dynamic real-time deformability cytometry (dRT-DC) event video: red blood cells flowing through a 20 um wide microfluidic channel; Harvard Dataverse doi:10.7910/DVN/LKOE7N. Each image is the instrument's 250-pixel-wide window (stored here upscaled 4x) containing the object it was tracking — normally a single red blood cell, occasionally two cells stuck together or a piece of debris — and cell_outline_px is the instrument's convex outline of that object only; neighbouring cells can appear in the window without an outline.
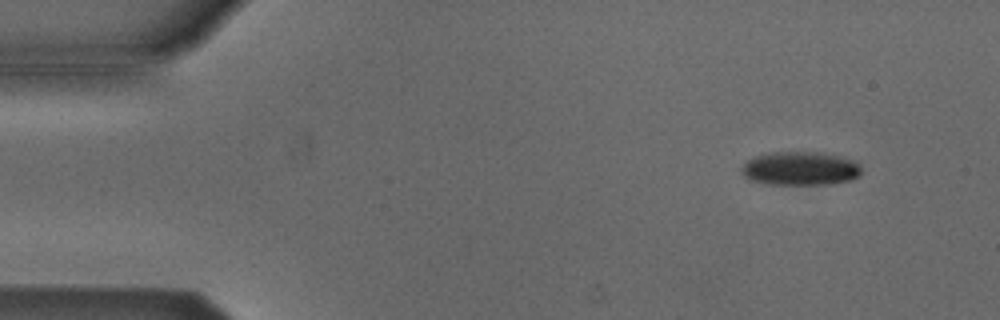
{"species": "Egyptian fruit bat (a non-hibernating species)", "species_latin": "Rousettus aegyptiacus", "temperature_condition": "cold", "stored_images_in_passage": 4, "camera_frame_rate_fps": 3000, "um_per_image_px": 0.085, "animal": {"sex": "male"}, "frame": {"image": 1, "passage_image": 2, "time_ms": 1.0, "image_size_px": [1000, 320], "cell_outline_px": [[860, 176], [852, 180], [832, 184], [768, 184], [748, 180], [740, 172], [740, 168], [748, 160], [756, 156], [772, 152], [816, 152], [836, 156], [852, 160], [860, 168]], "centroid_in_image_um": [67.97, 14.34], "position_along_channel_um": 17.0, "area_um2": 23.41}}
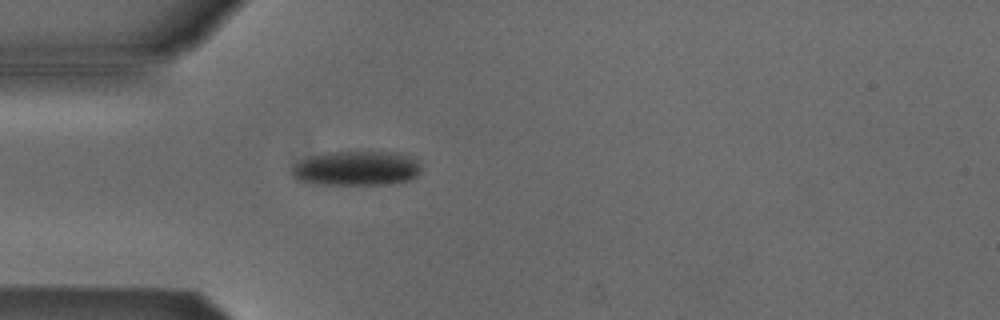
{"frame": {"image": 2, "passage_image": 4, "time_ms": 4.333, "image_size_px": [1000, 320], "cell_outline_px": [[420, 172], [416, 176], [408, 180], [384, 184], [324, 184], [296, 180], [292, 172], [292, 168], [300, 160], [312, 156], [328, 152], [396, 152], [408, 156], [416, 160], [420, 164]], "centroid_in_image_um": [30.3, 14.3], "position_along_channel_um": 54.7, "area_um2": 25.72}}